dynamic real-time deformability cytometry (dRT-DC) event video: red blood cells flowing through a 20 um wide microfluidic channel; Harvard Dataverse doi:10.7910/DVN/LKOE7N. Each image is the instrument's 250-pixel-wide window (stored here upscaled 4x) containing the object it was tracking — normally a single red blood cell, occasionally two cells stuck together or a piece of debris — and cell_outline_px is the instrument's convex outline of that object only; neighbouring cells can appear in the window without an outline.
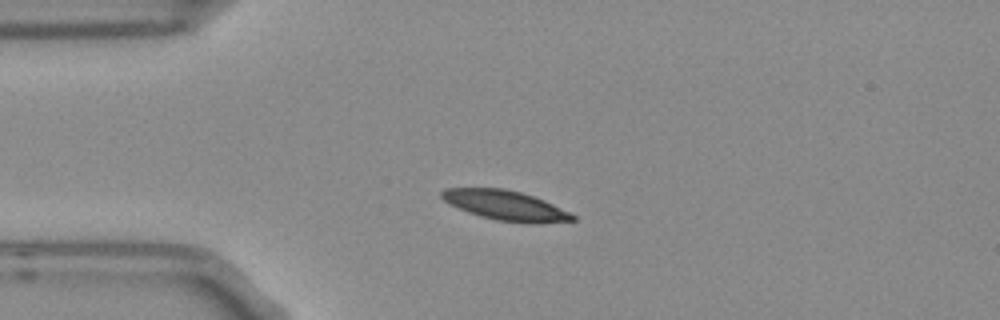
{"species": "Egyptian fruit bat (a non-hibernating species)", "species_latin": "Rousettus aegyptiacus", "temperature_condition": "room temperature", "stored_images_in_passage": 7, "camera_frame_rate_fps": 3000, "um_per_image_px": 0.085, "frame": {"image": 1, "passage_image": 3, "time_ms": 0.667, "image_size_px": [1000, 320], "cell_outline_px": [[576, 220], [540, 224], [532, 224], [496, 220], [480, 216], [468, 212], [448, 204], [440, 196], [440, 192], [444, 188], [504, 188], [520, 192], [544, 200], [576, 216]], "centroid_in_image_um": [42.95, 17.47], "position_along_channel_um": 42.1, "area_um2": 22.77}}
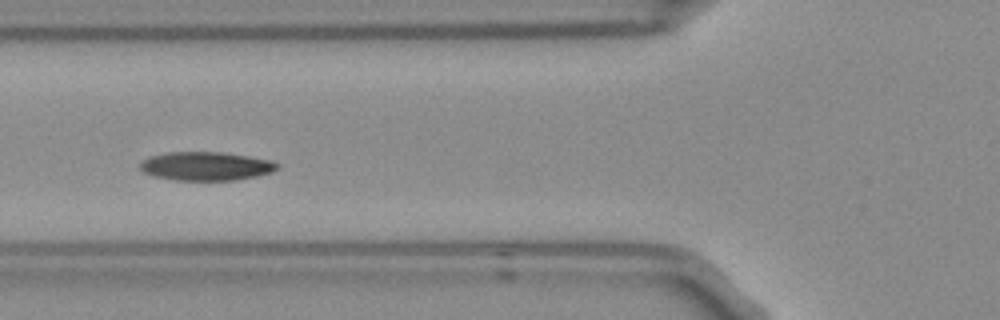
{"frame": {"image": 2, "passage_image": 5, "time_ms": 1.333, "image_size_px": [1000, 320], "cell_outline_px": [[280, 168], [272, 172], [256, 176], [236, 180], [172, 180], [156, 176], [144, 172], [140, 168], [140, 164], [144, 160], [152, 156], [168, 152], [220, 152], [248, 156], [272, 160], [280, 164]], "centroid_in_image_um": [17.57, 14.12], "position_along_channel_um": 108.2, "area_um2": 22.83}}